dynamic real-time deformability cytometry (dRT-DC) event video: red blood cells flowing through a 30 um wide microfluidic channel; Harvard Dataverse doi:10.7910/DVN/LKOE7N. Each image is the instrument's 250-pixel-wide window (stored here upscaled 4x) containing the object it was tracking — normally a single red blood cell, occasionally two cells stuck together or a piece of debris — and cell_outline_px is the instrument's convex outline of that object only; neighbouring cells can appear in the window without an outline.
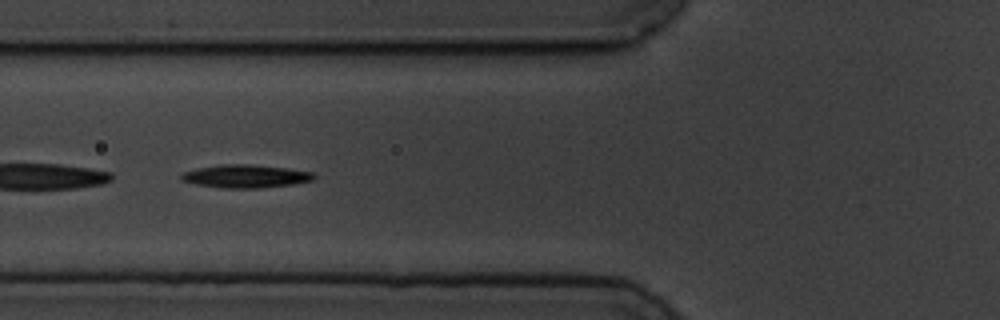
{"species": "common noctule bat (a hibernating species)", "species_latin": "Nyctalus noctula", "temperature_condition": "cold", "stored_images_in_passage": 9, "camera_frame_rate_fps": 3000, "um_per_image_px": 0.085, "animal": {"sex": "male", "body_mass_g": 19.5, "forearm_length_mm": 54.6}, "frame": {"image": 1, "passage_image": 6, "time_ms": 5.667, "image_size_px": [1000, 320], "cell_outline_px": [[316, 176], [312, 180], [292, 184], [260, 188], [224, 188], [196, 184], [180, 180], [180, 176], [184, 172], [196, 168], [220, 164], [248, 164], [284, 168], [312, 172]], "centroid_in_image_um": [20.83, 14.98], "position_along_channel_um": 105.0, "area_um2": 17.69}}
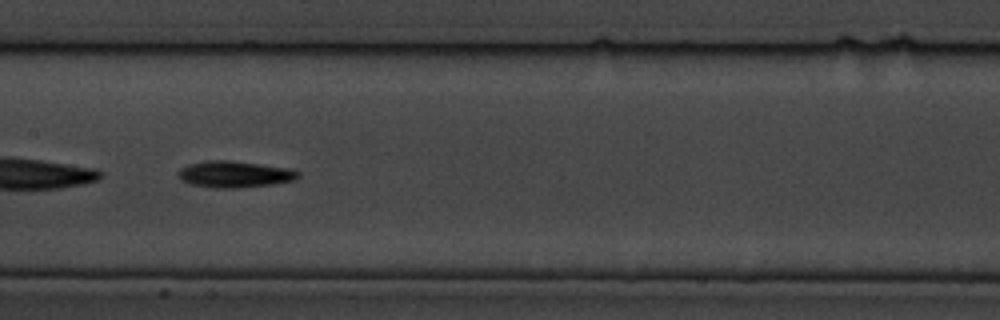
{"frame": {"image": 2, "passage_image": 8, "time_ms": 8.0, "image_size_px": [1000, 320], "cell_outline_px": [[300, 176], [292, 180], [272, 184], [236, 188], [212, 188], [188, 184], [180, 180], [176, 176], [176, 172], [180, 168], [188, 164], [204, 160], [228, 160], [288, 168], [300, 172]], "centroid_in_image_um": [19.83, 14.81], "position_along_channel_um": 187.6, "area_um2": 18.67}}
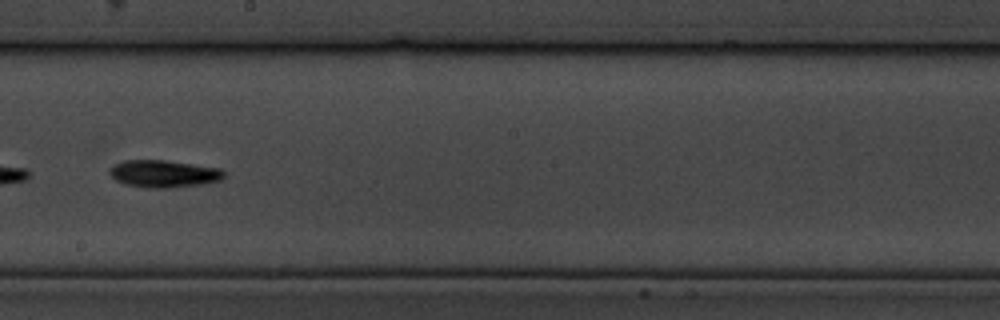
{"frame": {"image": 3, "passage_image": 9, "time_ms": 9.333, "image_size_px": [1000, 320], "cell_outline_px": [[224, 176], [220, 180], [200, 184], [168, 188], [148, 188], [124, 184], [116, 180], [108, 172], [108, 168], [112, 164], [124, 160], [164, 160], [220, 168], [224, 172]], "centroid_in_image_um": [13.85, 14.76], "position_along_channel_um": 234.3, "area_um2": 18.21}}